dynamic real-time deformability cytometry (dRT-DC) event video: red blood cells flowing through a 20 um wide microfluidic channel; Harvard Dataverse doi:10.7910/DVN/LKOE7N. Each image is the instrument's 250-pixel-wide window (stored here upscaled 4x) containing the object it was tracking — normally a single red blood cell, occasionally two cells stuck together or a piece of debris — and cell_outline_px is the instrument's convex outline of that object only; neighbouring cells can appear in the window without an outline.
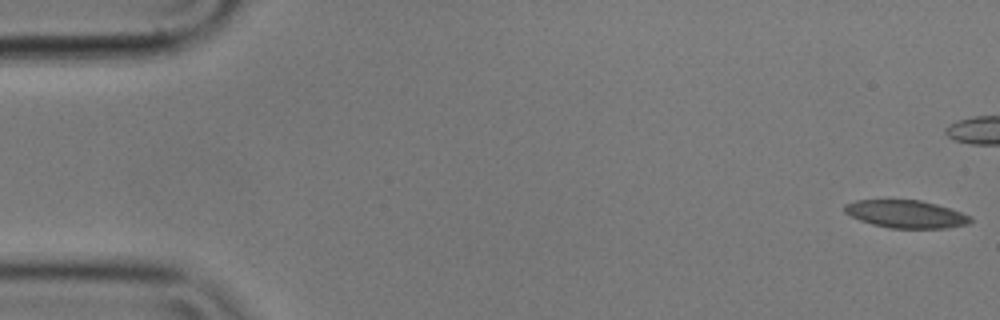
{"species": "common noctule bat (a hibernating species)", "species_latin": "Nyctalus noctula", "temperature_condition": "cold", "stored_images_in_passage": 6, "camera_frame_rate_fps": 3000, "um_per_image_px": 0.085, "animal": {"sex": "male", "body_mass_g": 17.9}, "frame": {"image": 1, "passage_image": 1, "time_ms": 0.0, "image_size_px": [1000, 320], "cell_outline_px": [[972, 220], [968, 224], [948, 228], [888, 228], [872, 224], [860, 220], [844, 212], [844, 204], [856, 200], [920, 200], [936, 204], [972, 216]], "centroid_in_image_um": [77.0, 18.2], "position_along_channel_um": 8.0, "area_um2": 20.29}}